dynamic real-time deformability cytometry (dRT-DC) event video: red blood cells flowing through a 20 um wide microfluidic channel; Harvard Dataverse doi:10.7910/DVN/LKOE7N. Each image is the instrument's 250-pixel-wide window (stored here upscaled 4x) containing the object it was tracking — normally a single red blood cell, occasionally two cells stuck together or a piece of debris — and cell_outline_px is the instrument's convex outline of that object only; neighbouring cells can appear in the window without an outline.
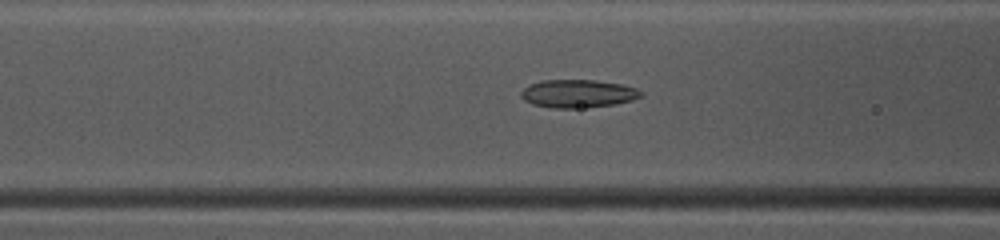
{"species": "common noctule bat (a hibernating species)", "species_latin": "Nyctalus noctula", "temperature_condition": "warm", "stored_images_in_passage": 49, "camera_frame_rate_fps": 3000, "um_per_image_px": 0.085, "animal": {"sex": "female", "body_mass_g": 10.0, "forearm_length_mm": 53.1}, "frame": {"image": 1, "passage_image": 20, "time_ms": 6.333, "image_size_px": [1000, 240], "cell_outline_px": [[644, 96], [632, 100], [616, 104], [580, 108], [552, 108], [532, 104], [524, 100], [520, 96], [520, 92], [524, 88], [532, 84], [544, 80], [596, 80], [624, 84], [636, 88], [644, 92]], "centroid_in_image_um": [49.17, 7.96], "position_along_channel_um": 117.4, "area_um2": 19.77}}
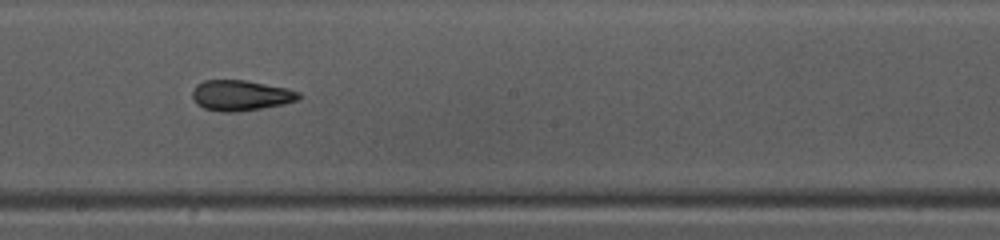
{"frame": {"image": 2, "passage_image": 28, "time_ms": 9.0, "image_size_px": [1000, 240], "cell_outline_px": [[300, 96], [296, 100], [284, 104], [236, 112], [220, 112], [204, 108], [196, 104], [192, 96], [192, 92], [196, 84], [204, 80], [248, 80], [288, 88], [300, 92]], "centroid_in_image_um": [20.44, 8.1], "position_along_channel_um": 227.8, "area_um2": 19.02}}
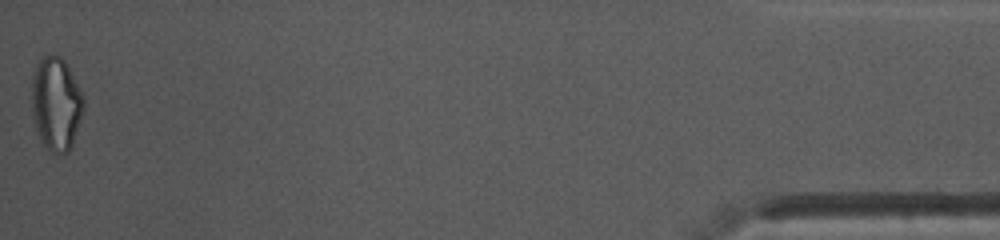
{"frame": {"image": 3, "passage_image": 49, "time_ms": 16.0, "image_size_px": [1000, 240], "cell_outline_px": [[84, 108], [72, 144], [68, 152], [48, 152], [36, 132], [32, 112], [32, 72], [36, 64], [48, 52], [60, 56], [64, 60], [84, 96]], "centroid_in_image_um": [4.75, 8.79], "position_along_channel_um": 430.5, "area_um2": 28.38}, "authors_computed_cell_mechanics": {"area_um2": 21.0392, "velocity_mm_per_s": 4.1205, "shape_relaxation_time_tau1_ms": null, "shape_relaxation_time_tau2_ms": 2.109, "deformation_change_tau1": null, "deformation_change_tau2": 0.0983}}